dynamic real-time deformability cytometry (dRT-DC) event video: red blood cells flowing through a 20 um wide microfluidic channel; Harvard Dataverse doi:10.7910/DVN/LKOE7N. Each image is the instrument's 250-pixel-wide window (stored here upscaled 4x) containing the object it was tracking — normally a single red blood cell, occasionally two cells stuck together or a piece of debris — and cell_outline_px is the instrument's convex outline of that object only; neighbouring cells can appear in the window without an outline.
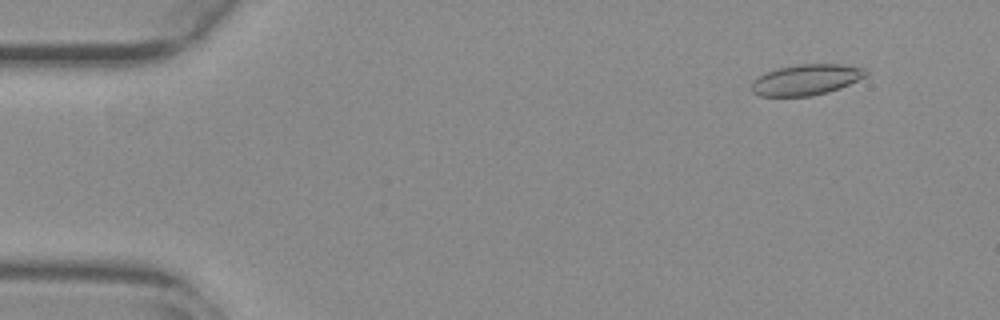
{"species": "common noctule bat (a hibernating species)", "species_latin": "Nyctalus noctula", "temperature_condition": "warm", "stored_images_in_passage": 43, "camera_frame_rate_fps": 3000, "um_per_image_px": 0.085, "animal": {"sex": "female", "body_mass_g": 29.2, "forearm_length_mm": 56.3}, "frame": {"image": 1, "passage_image": 5, "time_ms": 1.333, "image_size_px": [1000, 320], "cell_outline_px": [[868, 76], [840, 88], [828, 92], [812, 96], [760, 96], [752, 92], [752, 80], [764, 72], [776, 68], [800, 64], [840, 64], [864, 68], [868, 72]], "centroid_in_image_um": [68.52, 6.77], "position_along_channel_um": 16.5, "area_um2": 20.69}}
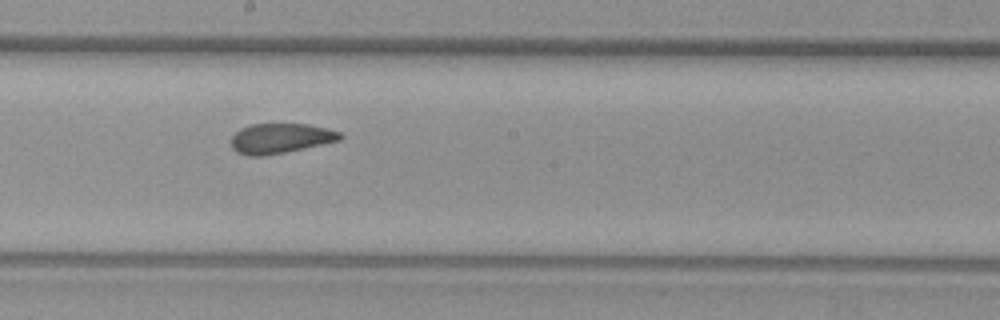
{"frame": {"image": 2, "passage_image": 30, "time_ms": 9.667, "image_size_px": [1000, 320], "cell_outline_px": [[344, 136], [340, 140], [284, 152], [264, 156], [248, 156], [236, 152], [232, 148], [232, 136], [240, 128], [252, 124], [308, 124], [328, 128], [340, 132]], "centroid_in_image_um": [23.83, 11.75], "position_along_channel_um": 224.4, "area_um2": 18.96}}
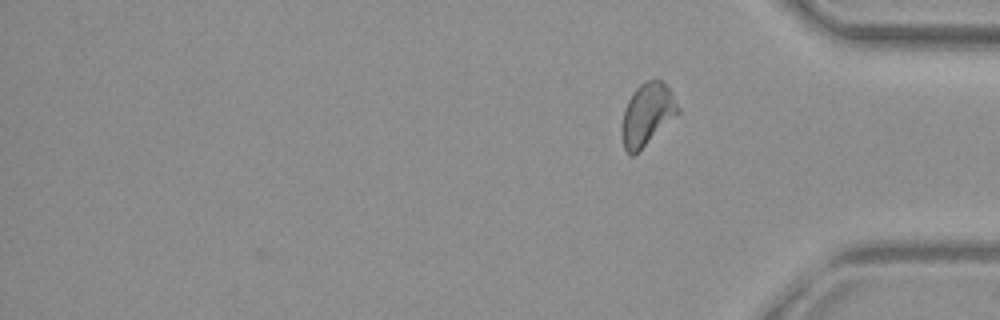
{"frame": {"image": 3, "passage_image": 43, "time_ms": 14.0, "image_size_px": [1000, 320], "cell_outline_px": [[680, 112], [632, 156], [624, 148], [620, 132], [620, 128], [624, 108], [632, 92], [640, 84], [648, 80], [660, 80], [668, 88], [680, 108]], "centroid_in_image_um": [54.97, 9.71], "position_along_channel_um": 380.2, "area_um2": 20.0}, "authors_computed_cell_mechanics": {"area_um2": 20.3456, "velocity_mm_per_s": 3.8058, "shape_relaxation_time_tau1_ms": null, "shape_relaxation_time_tau2_ms": 1.6173, "deformation_change_tau1": null, "deformation_change_tau2": 0.0612}}